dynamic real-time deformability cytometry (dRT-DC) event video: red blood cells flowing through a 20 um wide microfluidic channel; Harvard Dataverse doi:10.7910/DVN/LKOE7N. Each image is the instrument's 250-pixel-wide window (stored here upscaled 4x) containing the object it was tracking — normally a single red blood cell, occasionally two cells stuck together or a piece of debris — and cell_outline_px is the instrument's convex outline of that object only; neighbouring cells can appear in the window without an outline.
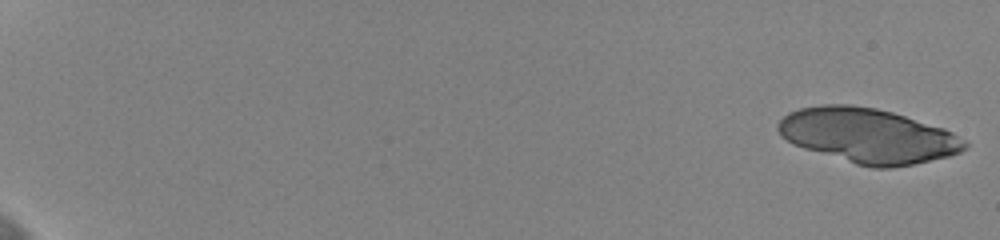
{"species": "human", "species_latin": "Homo sapiens", "temperature_condition": "cold", "stored_images_in_passage": 23, "camera_frame_rate_fps": 3000, "um_per_image_px": 0.085, "donor": {"sex": "female"}, "frame": {"image": 1, "passage_image": 1, "time_ms": 0.0, "image_size_px": [1000, 240], "cell_outline_px": [[968, 148], [960, 152], [948, 156], [912, 164], [892, 168], [872, 168], [856, 164], [804, 148], [792, 144], [780, 136], [776, 128], [776, 124], [788, 112], [800, 108], [820, 104], [852, 104], [876, 108], [892, 112], [944, 128], [952, 132], [964, 140], [968, 144]], "centroid_in_image_um": [73.75, 11.52], "position_along_channel_um": 11.3, "area_um2": 59.59}}